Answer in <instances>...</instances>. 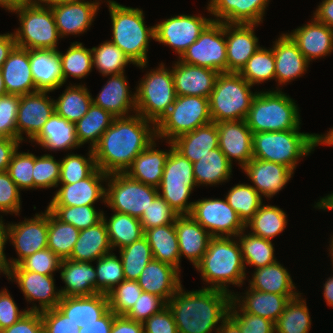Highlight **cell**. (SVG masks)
I'll return each mask as SVG.
<instances>
[{
  "mask_svg": "<svg viewBox=\"0 0 333 333\" xmlns=\"http://www.w3.org/2000/svg\"><path fill=\"white\" fill-rule=\"evenodd\" d=\"M247 174L252 187L266 198L273 197L292 178L294 172L287 166L253 158L247 165L242 168V171Z\"/></svg>",
  "mask_w": 333,
  "mask_h": 333,
  "instance_id": "cell-24",
  "label": "cell"
},
{
  "mask_svg": "<svg viewBox=\"0 0 333 333\" xmlns=\"http://www.w3.org/2000/svg\"><path fill=\"white\" fill-rule=\"evenodd\" d=\"M219 149L232 164L238 161L241 169L253 159V132L246 120L217 123Z\"/></svg>",
  "mask_w": 333,
  "mask_h": 333,
  "instance_id": "cell-20",
  "label": "cell"
},
{
  "mask_svg": "<svg viewBox=\"0 0 333 333\" xmlns=\"http://www.w3.org/2000/svg\"><path fill=\"white\" fill-rule=\"evenodd\" d=\"M244 231L240 232L236 239H239L245 268H247L246 265H250L258 269L277 261L274 257L275 249L271 240L256 236L250 232L244 234Z\"/></svg>",
  "mask_w": 333,
  "mask_h": 333,
  "instance_id": "cell-47",
  "label": "cell"
},
{
  "mask_svg": "<svg viewBox=\"0 0 333 333\" xmlns=\"http://www.w3.org/2000/svg\"><path fill=\"white\" fill-rule=\"evenodd\" d=\"M249 289L240 294H232V300L244 311L249 314L258 315L262 318H266L274 323L281 316L287 303L290 299L297 297L298 295H278L274 293H266L263 291H257L248 287Z\"/></svg>",
  "mask_w": 333,
  "mask_h": 333,
  "instance_id": "cell-34",
  "label": "cell"
},
{
  "mask_svg": "<svg viewBox=\"0 0 333 333\" xmlns=\"http://www.w3.org/2000/svg\"><path fill=\"white\" fill-rule=\"evenodd\" d=\"M234 237H212L202 260L194 267L210 286L233 294L228 285L241 287L246 280L240 243Z\"/></svg>",
  "mask_w": 333,
  "mask_h": 333,
  "instance_id": "cell-3",
  "label": "cell"
},
{
  "mask_svg": "<svg viewBox=\"0 0 333 333\" xmlns=\"http://www.w3.org/2000/svg\"><path fill=\"white\" fill-rule=\"evenodd\" d=\"M111 23V41L139 68L148 65V46L155 39L154 26H145L144 12L139 8L126 7L114 0H107ZM147 64V65H146Z\"/></svg>",
  "mask_w": 333,
  "mask_h": 333,
  "instance_id": "cell-4",
  "label": "cell"
},
{
  "mask_svg": "<svg viewBox=\"0 0 333 333\" xmlns=\"http://www.w3.org/2000/svg\"><path fill=\"white\" fill-rule=\"evenodd\" d=\"M20 191L7 171L0 172V213L20 215Z\"/></svg>",
  "mask_w": 333,
  "mask_h": 333,
  "instance_id": "cell-66",
  "label": "cell"
},
{
  "mask_svg": "<svg viewBox=\"0 0 333 333\" xmlns=\"http://www.w3.org/2000/svg\"><path fill=\"white\" fill-rule=\"evenodd\" d=\"M252 87L239 73H219L209 97L212 121L245 120L257 94Z\"/></svg>",
  "mask_w": 333,
  "mask_h": 333,
  "instance_id": "cell-7",
  "label": "cell"
},
{
  "mask_svg": "<svg viewBox=\"0 0 333 333\" xmlns=\"http://www.w3.org/2000/svg\"><path fill=\"white\" fill-rule=\"evenodd\" d=\"M242 333H275V323L258 315L244 312L233 300L228 315Z\"/></svg>",
  "mask_w": 333,
  "mask_h": 333,
  "instance_id": "cell-62",
  "label": "cell"
},
{
  "mask_svg": "<svg viewBox=\"0 0 333 333\" xmlns=\"http://www.w3.org/2000/svg\"><path fill=\"white\" fill-rule=\"evenodd\" d=\"M105 205L112 211L141 218L158 196V189L131 179L125 173L108 174Z\"/></svg>",
  "mask_w": 333,
  "mask_h": 333,
  "instance_id": "cell-12",
  "label": "cell"
},
{
  "mask_svg": "<svg viewBox=\"0 0 333 333\" xmlns=\"http://www.w3.org/2000/svg\"><path fill=\"white\" fill-rule=\"evenodd\" d=\"M61 161L51 154L35 156L33 167L34 189L59 187Z\"/></svg>",
  "mask_w": 333,
  "mask_h": 333,
  "instance_id": "cell-59",
  "label": "cell"
},
{
  "mask_svg": "<svg viewBox=\"0 0 333 333\" xmlns=\"http://www.w3.org/2000/svg\"><path fill=\"white\" fill-rule=\"evenodd\" d=\"M154 140L134 160L132 165L125 171L131 179L158 188L163 176L166 159L173 148L172 142H167L169 150L156 149Z\"/></svg>",
  "mask_w": 333,
  "mask_h": 333,
  "instance_id": "cell-35",
  "label": "cell"
},
{
  "mask_svg": "<svg viewBox=\"0 0 333 333\" xmlns=\"http://www.w3.org/2000/svg\"><path fill=\"white\" fill-rule=\"evenodd\" d=\"M100 2L93 0H72L67 3L54 5L51 8L57 29L61 38L69 35H79L91 27Z\"/></svg>",
  "mask_w": 333,
  "mask_h": 333,
  "instance_id": "cell-21",
  "label": "cell"
},
{
  "mask_svg": "<svg viewBox=\"0 0 333 333\" xmlns=\"http://www.w3.org/2000/svg\"><path fill=\"white\" fill-rule=\"evenodd\" d=\"M273 43L277 85H285L307 72L310 62L287 33H282Z\"/></svg>",
  "mask_w": 333,
  "mask_h": 333,
  "instance_id": "cell-28",
  "label": "cell"
},
{
  "mask_svg": "<svg viewBox=\"0 0 333 333\" xmlns=\"http://www.w3.org/2000/svg\"><path fill=\"white\" fill-rule=\"evenodd\" d=\"M28 310L19 311L17 304L9 291L0 290V331L16 323Z\"/></svg>",
  "mask_w": 333,
  "mask_h": 333,
  "instance_id": "cell-69",
  "label": "cell"
},
{
  "mask_svg": "<svg viewBox=\"0 0 333 333\" xmlns=\"http://www.w3.org/2000/svg\"><path fill=\"white\" fill-rule=\"evenodd\" d=\"M228 204L246 224L263 204L262 196L250 184H237L225 196Z\"/></svg>",
  "mask_w": 333,
  "mask_h": 333,
  "instance_id": "cell-54",
  "label": "cell"
},
{
  "mask_svg": "<svg viewBox=\"0 0 333 333\" xmlns=\"http://www.w3.org/2000/svg\"><path fill=\"white\" fill-rule=\"evenodd\" d=\"M92 98L85 84H71L54 100L55 112L67 121L76 123L87 113L93 103Z\"/></svg>",
  "mask_w": 333,
  "mask_h": 333,
  "instance_id": "cell-45",
  "label": "cell"
},
{
  "mask_svg": "<svg viewBox=\"0 0 333 333\" xmlns=\"http://www.w3.org/2000/svg\"><path fill=\"white\" fill-rule=\"evenodd\" d=\"M92 61L102 76L125 73L127 64L135 65L129 57L111 41H104L98 47H92Z\"/></svg>",
  "mask_w": 333,
  "mask_h": 333,
  "instance_id": "cell-50",
  "label": "cell"
},
{
  "mask_svg": "<svg viewBox=\"0 0 333 333\" xmlns=\"http://www.w3.org/2000/svg\"><path fill=\"white\" fill-rule=\"evenodd\" d=\"M30 68L38 91L60 89L64 85L59 50H29Z\"/></svg>",
  "mask_w": 333,
  "mask_h": 333,
  "instance_id": "cell-31",
  "label": "cell"
},
{
  "mask_svg": "<svg viewBox=\"0 0 333 333\" xmlns=\"http://www.w3.org/2000/svg\"><path fill=\"white\" fill-rule=\"evenodd\" d=\"M212 21L201 15L171 16L154 25V40L170 46L180 58Z\"/></svg>",
  "mask_w": 333,
  "mask_h": 333,
  "instance_id": "cell-16",
  "label": "cell"
},
{
  "mask_svg": "<svg viewBox=\"0 0 333 333\" xmlns=\"http://www.w3.org/2000/svg\"><path fill=\"white\" fill-rule=\"evenodd\" d=\"M115 313L110 309L93 323L81 325L79 333H110Z\"/></svg>",
  "mask_w": 333,
  "mask_h": 333,
  "instance_id": "cell-71",
  "label": "cell"
},
{
  "mask_svg": "<svg viewBox=\"0 0 333 333\" xmlns=\"http://www.w3.org/2000/svg\"><path fill=\"white\" fill-rule=\"evenodd\" d=\"M43 333H79L80 327L74 324L57 307L40 312Z\"/></svg>",
  "mask_w": 333,
  "mask_h": 333,
  "instance_id": "cell-67",
  "label": "cell"
},
{
  "mask_svg": "<svg viewBox=\"0 0 333 333\" xmlns=\"http://www.w3.org/2000/svg\"><path fill=\"white\" fill-rule=\"evenodd\" d=\"M87 158L79 154H67L61 161L59 184H72L89 177L96 169L94 152L89 149Z\"/></svg>",
  "mask_w": 333,
  "mask_h": 333,
  "instance_id": "cell-57",
  "label": "cell"
},
{
  "mask_svg": "<svg viewBox=\"0 0 333 333\" xmlns=\"http://www.w3.org/2000/svg\"><path fill=\"white\" fill-rule=\"evenodd\" d=\"M1 333H43L41 313L28 311L16 323L2 330Z\"/></svg>",
  "mask_w": 333,
  "mask_h": 333,
  "instance_id": "cell-70",
  "label": "cell"
},
{
  "mask_svg": "<svg viewBox=\"0 0 333 333\" xmlns=\"http://www.w3.org/2000/svg\"><path fill=\"white\" fill-rule=\"evenodd\" d=\"M225 23L212 21L179 58L189 65L227 72Z\"/></svg>",
  "mask_w": 333,
  "mask_h": 333,
  "instance_id": "cell-13",
  "label": "cell"
},
{
  "mask_svg": "<svg viewBox=\"0 0 333 333\" xmlns=\"http://www.w3.org/2000/svg\"><path fill=\"white\" fill-rule=\"evenodd\" d=\"M137 282L144 292L160 296L166 302L182 286L180 271L155 259L146 265Z\"/></svg>",
  "mask_w": 333,
  "mask_h": 333,
  "instance_id": "cell-30",
  "label": "cell"
},
{
  "mask_svg": "<svg viewBox=\"0 0 333 333\" xmlns=\"http://www.w3.org/2000/svg\"><path fill=\"white\" fill-rule=\"evenodd\" d=\"M172 65V76L177 96L209 98L219 72L206 67L189 65L177 60Z\"/></svg>",
  "mask_w": 333,
  "mask_h": 333,
  "instance_id": "cell-25",
  "label": "cell"
},
{
  "mask_svg": "<svg viewBox=\"0 0 333 333\" xmlns=\"http://www.w3.org/2000/svg\"><path fill=\"white\" fill-rule=\"evenodd\" d=\"M178 216L177 212L158 195L147 210H144L140 222L145 231L162 225L174 224Z\"/></svg>",
  "mask_w": 333,
  "mask_h": 333,
  "instance_id": "cell-61",
  "label": "cell"
},
{
  "mask_svg": "<svg viewBox=\"0 0 333 333\" xmlns=\"http://www.w3.org/2000/svg\"><path fill=\"white\" fill-rule=\"evenodd\" d=\"M207 10L213 21L227 24H258L263 22L270 0H209Z\"/></svg>",
  "mask_w": 333,
  "mask_h": 333,
  "instance_id": "cell-22",
  "label": "cell"
},
{
  "mask_svg": "<svg viewBox=\"0 0 333 333\" xmlns=\"http://www.w3.org/2000/svg\"><path fill=\"white\" fill-rule=\"evenodd\" d=\"M60 277L65 287L59 289L62 297L90 296L96 294L95 266L89 261L63 259Z\"/></svg>",
  "mask_w": 333,
  "mask_h": 333,
  "instance_id": "cell-33",
  "label": "cell"
},
{
  "mask_svg": "<svg viewBox=\"0 0 333 333\" xmlns=\"http://www.w3.org/2000/svg\"><path fill=\"white\" fill-rule=\"evenodd\" d=\"M239 74L252 86L275 80V57L273 49L262 48L248 59Z\"/></svg>",
  "mask_w": 333,
  "mask_h": 333,
  "instance_id": "cell-53",
  "label": "cell"
},
{
  "mask_svg": "<svg viewBox=\"0 0 333 333\" xmlns=\"http://www.w3.org/2000/svg\"><path fill=\"white\" fill-rule=\"evenodd\" d=\"M154 140H157L154 122L137 113L115 118L93 149L97 168L107 174L125 173Z\"/></svg>",
  "mask_w": 333,
  "mask_h": 333,
  "instance_id": "cell-1",
  "label": "cell"
},
{
  "mask_svg": "<svg viewBox=\"0 0 333 333\" xmlns=\"http://www.w3.org/2000/svg\"><path fill=\"white\" fill-rule=\"evenodd\" d=\"M180 259L186 257L195 267L201 260L212 236L191 215H179L174 223Z\"/></svg>",
  "mask_w": 333,
  "mask_h": 333,
  "instance_id": "cell-32",
  "label": "cell"
},
{
  "mask_svg": "<svg viewBox=\"0 0 333 333\" xmlns=\"http://www.w3.org/2000/svg\"><path fill=\"white\" fill-rule=\"evenodd\" d=\"M286 213L277 206L262 204L255 215L245 224L250 233L272 240L283 232L287 226Z\"/></svg>",
  "mask_w": 333,
  "mask_h": 333,
  "instance_id": "cell-46",
  "label": "cell"
},
{
  "mask_svg": "<svg viewBox=\"0 0 333 333\" xmlns=\"http://www.w3.org/2000/svg\"><path fill=\"white\" fill-rule=\"evenodd\" d=\"M20 95L0 96V136L17 139L16 118Z\"/></svg>",
  "mask_w": 333,
  "mask_h": 333,
  "instance_id": "cell-64",
  "label": "cell"
},
{
  "mask_svg": "<svg viewBox=\"0 0 333 333\" xmlns=\"http://www.w3.org/2000/svg\"><path fill=\"white\" fill-rule=\"evenodd\" d=\"M62 259H60L48 247L35 252L23 259L18 266L22 270L33 271L41 275H53L60 268Z\"/></svg>",
  "mask_w": 333,
  "mask_h": 333,
  "instance_id": "cell-63",
  "label": "cell"
},
{
  "mask_svg": "<svg viewBox=\"0 0 333 333\" xmlns=\"http://www.w3.org/2000/svg\"><path fill=\"white\" fill-rule=\"evenodd\" d=\"M115 118L107 110L92 103L87 113L75 123L80 146L88 142L90 143L88 148L93 150Z\"/></svg>",
  "mask_w": 333,
  "mask_h": 333,
  "instance_id": "cell-44",
  "label": "cell"
},
{
  "mask_svg": "<svg viewBox=\"0 0 333 333\" xmlns=\"http://www.w3.org/2000/svg\"><path fill=\"white\" fill-rule=\"evenodd\" d=\"M172 142L173 148L192 163L219 147L217 123L211 122L202 127L178 136Z\"/></svg>",
  "mask_w": 333,
  "mask_h": 333,
  "instance_id": "cell-38",
  "label": "cell"
},
{
  "mask_svg": "<svg viewBox=\"0 0 333 333\" xmlns=\"http://www.w3.org/2000/svg\"><path fill=\"white\" fill-rule=\"evenodd\" d=\"M30 142H35L42 148L53 152L80 148L75 123L67 121L56 112L51 115Z\"/></svg>",
  "mask_w": 333,
  "mask_h": 333,
  "instance_id": "cell-36",
  "label": "cell"
},
{
  "mask_svg": "<svg viewBox=\"0 0 333 333\" xmlns=\"http://www.w3.org/2000/svg\"><path fill=\"white\" fill-rule=\"evenodd\" d=\"M48 209L35 214L34 218L18 223H6V240L12 243L18 258L7 259L8 269L18 265L23 259L47 248ZM11 240V241H10Z\"/></svg>",
  "mask_w": 333,
  "mask_h": 333,
  "instance_id": "cell-15",
  "label": "cell"
},
{
  "mask_svg": "<svg viewBox=\"0 0 333 333\" xmlns=\"http://www.w3.org/2000/svg\"><path fill=\"white\" fill-rule=\"evenodd\" d=\"M59 53L64 84L70 76L83 79L92 71V50L84 47L82 43L73 42L65 53L60 51Z\"/></svg>",
  "mask_w": 333,
  "mask_h": 333,
  "instance_id": "cell-52",
  "label": "cell"
},
{
  "mask_svg": "<svg viewBox=\"0 0 333 333\" xmlns=\"http://www.w3.org/2000/svg\"><path fill=\"white\" fill-rule=\"evenodd\" d=\"M249 286L257 291L278 295H299L290 273L276 261L273 264L255 269Z\"/></svg>",
  "mask_w": 333,
  "mask_h": 333,
  "instance_id": "cell-40",
  "label": "cell"
},
{
  "mask_svg": "<svg viewBox=\"0 0 333 333\" xmlns=\"http://www.w3.org/2000/svg\"><path fill=\"white\" fill-rule=\"evenodd\" d=\"M331 277V278H330ZM323 285V295L327 306L333 307V276H330Z\"/></svg>",
  "mask_w": 333,
  "mask_h": 333,
  "instance_id": "cell-80",
  "label": "cell"
},
{
  "mask_svg": "<svg viewBox=\"0 0 333 333\" xmlns=\"http://www.w3.org/2000/svg\"><path fill=\"white\" fill-rule=\"evenodd\" d=\"M79 233L80 230L71 224L61 222L48 210L47 247L60 259H68L71 256Z\"/></svg>",
  "mask_w": 333,
  "mask_h": 333,
  "instance_id": "cell-49",
  "label": "cell"
},
{
  "mask_svg": "<svg viewBox=\"0 0 333 333\" xmlns=\"http://www.w3.org/2000/svg\"><path fill=\"white\" fill-rule=\"evenodd\" d=\"M256 26L258 24L225 23L227 72L239 73L260 47L254 32Z\"/></svg>",
  "mask_w": 333,
  "mask_h": 333,
  "instance_id": "cell-23",
  "label": "cell"
},
{
  "mask_svg": "<svg viewBox=\"0 0 333 333\" xmlns=\"http://www.w3.org/2000/svg\"><path fill=\"white\" fill-rule=\"evenodd\" d=\"M299 131L291 129L253 133V158L283 164L294 172L299 159L315 150V133Z\"/></svg>",
  "mask_w": 333,
  "mask_h": 333,
  "instance_id": "cell-6",
  "label": "cell"
},
{
  "mask_svg": "<svg viewBox=\"0 0 333 333\" xmlns=\"http://www.w3.org/2000/svg\"><path fill=\"white\" fill-rule=\"evenodd\" d=\"M232 294L215 288L184 291L183 286L169 299L178 333H212L218 331L228 315ZM221 321V322H220ZM218 324V326H217Z\"/></svg>",
  "mask_w": 333,
  "mask_h": 333,
  "instance_id": "cell-2",
  "label": "cell"
},
{
  "mask_svg": "<svg viewBox=\"0 0 333 333\" xmlns=\"http://www.w3.org/2000/svg\"><path fill=\"white\" fill-rule=\"evenodd\" d=\"M125 280H138L146 265L153 260L152 249L145 236L119 249Z\"/></svg>",
  "mask_w": 333,
  "mask_h": 333,
  "instance_id": "cell-51",
  "label": "cell"
},
{
  "mask_svg": "<svg viewBox=\"0 0 333 333\" xmlns=\"http://www.w3.org/2000/svg\"><path fill=\"white\" fill-rule=\"evenodd\" d=\"M112 212L113 214L108 220L104 212L102 214L112 250L116 247L121 249L129 246L144 236L145 231L139 218L115 211Z\"/></svg>",
  "mask_w": 333,
  "mask_h": 333,
  "instance_id": "cell-43",
  "label": "cell"
},
{
  "mask_svg": "<svg viewBox=\"0 0 333 333\" xmlns=\"http://www.w3.org/2000/svg\"><path fill=\"white\" fill-rule=\"evenodd\" d=\"M193 174L197 186L219 185L231 178L232 164L218 147L193 163Z\"/></svg>",
  "mask_w": 333,
  "mask_h": 333,
  "instance_id": "cell-41",
  "label": "cell"
},
{
  "mask_svg": "<svg viewBox=\"0 0 333 333\" xmlns=\"http://www.w3.org/2000/svg\"><path fill=\"white\" fill-rule=\"evenodd\" d=\"M295 102L280 88L257 92L246 123L253 133L301 129L299 108Z\"/></svg>",
  "mask_w": 333,
  "mask_h": 333,
  "instance_id": "cell-5",
  "label": "cell"
},
{
  "mask_svg": "<svg viewBox=\"0 0 333 333\" xmlns=\"http://www.w3.org/2000/svg\"><path fill=\"white\" fill-rule=\"evenodd\" d=\"M313 15L322 24L333 29V0H322Z\"/></svg>",
  "mask_w": 333,
  "mask_h": 333,
  "instance_id": "cell-74",
  "label": "cell"
},
{
  "mask_svg": "<svg viewBox=\"0 0 333 333\" xmlns=\"http://www.w3.org/2000/svg\"><path fill=\"white\" fill-rule=\"evenodd\" d=\"M329 129H330L329 132L325 134L314 135L315 147L322 144L328 145L329 147L333 145V127Z\"/></svg>",
  "mask_w": 333,
  "mask_h": 333,
  "instance_id": "cell-79",
  "label": "cell"
},
{
  "mask_svg": "<svg viewBox=\"0 0 333 333\" xmlns=\"http://www.w3.org/2000/svg\"><path fill=\"white\" fill-rule=\"evenodd\" d=\"M167 306V302L160 296L142 291L138 300L125 314L131 320L143 323L153 314L160 312Z\"/></svg>",
  "mask_w": 333,
  "mask_h": 333,
  "instance_id": "cell-65",
  "label": "cell"
},
{
  "mask_svg": "<svg viewBox=\"0 0 333 333\" xmlns=\"http://www.w3.org/2000/svg\"><path fill=\"white\" fill-rule=\"evenodd\" d=\"M144 236L155 260L167 263L180 271V251L174 224L147 229Z\"/></svg>",
  "mask_w": 333,
  "mask_h": 333,
  "instance_id": "cell-42",
  "label": "cell"
},
{
  "mask_svg": "<svg viewBox=\"0 0 333 333\" xmlns=\"http://www.w3.org/2000/svg\"><path fill=\"white\" fill-rule=\"evenodd\" d=\"M195 187L197 184L193 174V163L172 148L166 159L161 183L157 188L158 195L178 215H190L194 202H189L188 199Z\"/></svg>",
  "mask_w": 333,
  "mask_h": 333,
  "instance_id": "cell-10",
  "label": "cell"
},
{
  "mask_svg": "<svg viewBox=\"0 0 333 333\" xmlns=\"http://www.w3.org/2000/svg\"><path fill=\"white\" fill-rule=\"evenodd\" d=\"M7 94L37 92L30 68L29 50L15 46L0 69Z\"/></svg>",
  "mask_w": 333,
  "mask_h": 333,
  "instance_id": "cell-29",
  "label": "cell"
},
{
  "mask_svg": "<svg viewBox=\"0 0 333 333\" xmlns=\"http://www.w3.org/2000/svg\"><path fill=\"white\" fill-rule=\"evenodd\" d=\"M20 140L1 137L0 138V172L7 171L12 155L19 149Z\"/></svg>",
  "mask_w": 333,
  "mask_h": 333,
  "instance_id": "cell-72",
  "label": "cell"
},
{
  "mask_svg": "<svg viewBox=\"0 0 333 333\" xmlns=\"http://www.w3.org/2000/svg\"><path fill=\"white\" fill-rule=\"evenodd\" d=\"M34 4V0H0V6L9 12Z\"/></svg>",
  "mask_w": 333,
  "mask_h": 333,
  "instance_id": "cell-77",
  "label": "cell"
},
{
  "mask_svg": "<svg viewBox=\"0 0 333 333\" xmlns=\"http://www.w3.org/2000/svg\"><path fill=\"white\" fill-rule=\"evenodd\" d=\"M108 174L97 168L89 177L72 184H61L48 206L94 205L97 200L105 203Z\"/></svg>",
  "mask_w": 333,
  "mask_h": 333,
  "instance_id": "cell-19",
  "label": "cell"
},
{
  "mask_svg": "<svg viewBox=\"0 0 333 333\" xmlns=\"http://www.w3.org/2000/svg\"><path fill=\"white\" fill-rule=\"evenodd\" d=\"M48 93L50 92L37 91L20 96L16 118L17 140L23 142L25 133L30 142L55 112L54 100Z\"/></svg>",
  "mask_w": 333,
  "mask_h": 333,
  "instance_id": "cell-18",
  "label": "cell"
},
{
  "mask_svg": "<svg viewBox=\"0 0 333 333\" xmlns=\"http://www.w3.org/2000/svg\"><path fill=\"white\" fill-rule=\"evenodd\" d=\"M158 67L148 71L135 88L136 113L155 124L168 112L177 97L172 69H167L164 63Z\"/></svg>",
  "mask_w": 333,
  "mask_h": 333,
  "instance_id": "cell-8",
  "label": "cell"
},
{
  "mask_svg": "<svg viewBox=\"0 0 333 333\" xmlns=\"http://www.w3.org/2000/svg\"><path fill=\"white\" fill-rule=\"evenodd\" d=\"M216 333H242L241 328L228 316Z\"/></svg>",
  "mask_w": 333,
  "mask_h": 333,
  "instance_id": "cell-78",
  "label": "cell"
},
{
  "mask_svg": "<svg viewBox=\"0 0 333 333\" xmlns=\"http://www.w3.org/2000/svg\"><path fill=\"white\" fill-rule=\"evenodd\" d=\"M113 251L103 219L92 227L80 230L71 256L72 261L93 262Z\"/></svg>",
  "mask_w": 333,
  "mask_h": 333,
  "instance_id": "cell-39",
  "label": "cell"
},
{
  "mask_svg": "<svg viewBox=\"0 0 333 333\" xmlns=\"http://www.w3.org/2000/svg\"><path fill=\"white\" fill-rule=\"evenodd\" d=\"M144 333H178L173 314L166 306L143 323Z\"/></svg>",
  "mask_w": 333,
  "mask_h": 333,
  "instance_id": "cell-68",
  "label": "cell"
},
{
  "mask_svg": "<svg viewBox=\"0 0 333 333\" xmlns=\"http://www.w3.org/2000/svg\"><path fill=\"white\" fill-rule=\"evenodd\" d=\"M12 155L7 172L20 190L34 189L33 167L35 155L29 152H18Z\"/></svg>",
  "mask_w": 333,
  "mask_h": 333,
  "instance_id": "cell-60",
  "label": "cell"
},
{
  "mask_svg": "<svg viewBox=\"0 0 333 333\" xmlns=\"http://www.w3.org/2000/svg\"><path fill=\"white\" fill-rule=\"evenodd\" d=\"M2 218V215H0V271L6 275L8 271L7 258L4 252L5 243H7L6 225Z\"/></svg>",
  "mask_w": 333,
  "mask_h": 333,
  "instance_id": "cell-76",
  "label": "cell"
},
{
  "mask_svg": "<svg viewBox=\"0 0 333 333\" xmlns=\"http://www.w3.org/2000/svg\"><path fill=\"white\" fill-rule=\"evenodd\" d=\"M108 76V81L98 96L92 98L93 104L107 110L116 118L131 116V111L132 114L136 112V93L129 90L125 73Z\"/></svg>",
  "mask_w": 333,
  "mask_h": 333,
  "instance_id": "cell-26",
  "label": "cell"
},
{
  "mask_svg": "<svg viewBox=\"0 0 333 333\" xmlns=\"http://www.w3.org/2000/svg\"><path fill=\"white\" fill-rule=\"evenodd\" d=\"M96 294H108L125 280L120 257L112 251L96 260Z\"/></svg>",
  "mask_w": 333,
  "mask_h": 333,
  "instance_id": "cell-56",
  "label": "cell"
},
{
  "mask_svg": "<svg viewBox=\"0 0 333 333\" xmlns=\"http://www.w3.org/2000/svg\"><path fill=\"white\" fill-rule=\"evenodd\" d=\"M6 277L12 282H16L23 292L27 302L38 300L28 311L42 312L56 308L61 300L60 291L55 287L53 275H41L33 271L22 270L18 265L8 269Z\"/></svg>",
  "mask_w": 333,
  "mask_h": 333,
  "instance_id": "cell-17",
  "label": "cell"
},
{
  "mask_svg": "<svg viewBox=\"0 0 333 333\" xmlns=\"http://www.w3.org/2000/svg\"><path fill=\"white\" fill-rule=\"evenodd\" d=\"M301 294L287 303L275 323V333H309L312 320L306 301Z\"/></svg>",
  "mask_w": 333,
  "mask_h": 333,
  "instance_id": "cell-48",
  "label": "cell"
},
{
  "mask_svg": "<svg viewBox=\"0 0 333 333\" xmlns=\"http://www.w3.org/2000/svg\"><path fill=\"white\" fill-rule=\"evenodd\" d=\"M142 291L136 280H123L107 294L109 309L115 315H125L138 300Z\"/></svg>",
  "mask_w": 333,
  "mask_h": 333,
  "instance_id": "cell-58",
  "label": "cell"
},
{
  "mask_svg": "<svg viewBox=\"0 0 333 333\" xmlns=\"http://www.w3.org/2000/svg\"><path fill=\"white\" fill-rule=\"evenodd\" d=\"M47 209L61 222L71 224L78 230L87 229L102 220L103 211L94 205L83 206H47Z\"/></svg>",
  "mask_w": 333,
  "mask_h": 333,
  "instance_id": "cell-55",
  "label": "cell"
},
{
  "mask_svg": "<svg viewBox=\"0 0 333 333\" xmlns=\"http://www.w3.org/2000/svg\"><path fill=\"white\" fill-rule=\"evenodd\" d=\"M18 14L20 27L13 32L16 46L32 49H57L61 38L50 7L29 5L12 11Z\"/></svg>",
  "mask_w": 333,
  "mask_h": 333,
  "instance_id": "cell-11",
  "label": "cell"
},
{
  "mask_svg": "<svg viewBox=\"0 0 333 333\" xmlns=\"http://www.w3.org/2000/svg\"><path fill=\"white\" fill-rule=\"evenodd\" d=\"M57 308L81 328V325L93 323L102 317L109 310V305L107 295L97 293L90 296L61 297Z\"/></svg>",
  "mask_w": 333,
  "mask_h": 333,
  "instance_id": "cell-37",
  "label": "cell"
},
{
  "mask_svg": "<svg viewBox=\"0 0 333 333\" xmlns=\"http://www.w3.org/2000/svg\"><path fill=\"white\" fill-rule=\"evenodd\" d=\"M15 46L16 41L13 32L0 34V69Z\"/></svg>",
  "mask_w": 333,
  "mask_h": 333,
  "instance_id": "cell-75",
  "label": "cell"
},
{
  "mask_svg": "<svg viewBox=\"0 0 333 333\" xmlns=\"http://www.w3.org/2000/svg\"><path fill=\"white\" fill-rule=\"evenodd\" d=\"M211 122L213 121L210 115L209 98L177 96L168 112L156 124V138L171 142L178 136Z\"/></svg>",
  "mask_w": 333,
  "mask_h": 333,
  "instance_id": "cell-9",
  "label": "cell"
},
{
  "mask_svg": "<svg viewBox=\"0 0 333 333\" xmlns=\"http://www.w3.org/2000/svg\"><path fill=\"white\" fill-rule=\"evenodd\" d=\"M311 20L287 33L309 62L333 52V29L322 24L314 16Z\"/></svg>",
  "mask_w": 333,
  "mask_h": 333,
  "instance_id": "cell-27",
  "label": "cell"
},
{
  "mask_svg": "<svg viewBox=\"0 0 333 333\" xmlns=\"http://www.w3.org/2000/svg\"><path fill=\"white\" fill-rule=\"evenodd\" d=\"M191 217L212 237H235L246 230L245 224L225 199L194 201Z\"/></svg>",
  "mask_w": 333,
  "mask_h": 333,
  "instance_id": "cell-14",
  "label": "cell"
},
{
  "mask_svg": "<svg viewBox=\"0 0 333 333\" xmlns=\"http://www.w3.org/2000/svg\"><path fill=\"white\" fill-rule=\"evenodd\" d=\"M110 333H144L143 324L125 315H115Z\"/></svg>",
  "mask_w": 333,
  "mask_h": 333,
  "instance_id": "cell-73",
  "label": "cell"
}]
</instances>
